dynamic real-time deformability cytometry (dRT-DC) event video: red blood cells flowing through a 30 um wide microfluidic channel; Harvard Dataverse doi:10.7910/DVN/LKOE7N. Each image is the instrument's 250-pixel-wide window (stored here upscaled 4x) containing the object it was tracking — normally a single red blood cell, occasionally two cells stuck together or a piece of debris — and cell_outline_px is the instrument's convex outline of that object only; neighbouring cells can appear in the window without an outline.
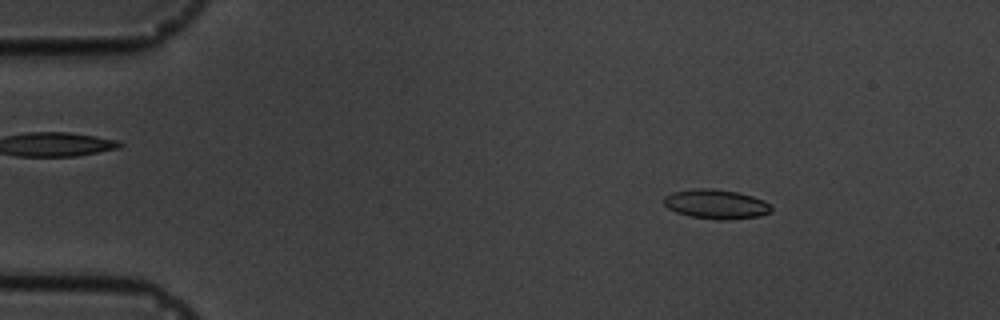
{"species": "common noctule bat (a hibernating species)", "species_latin": "Nyctalus noctula", "temperature_condition": "cold", "stored_images_in_passage": 4, "camera_frame_rate_fps": 3000, "um_per_image_px": 0.085, "animal": {"sex": "male", "body_mass_g": 19.5, "forearm_length_mm": 54.6}, "frame": {"image": 1, "passage_image": 1, "time_ms": 0.0, "image_size_px": [1000, 320], "cell_outline_px": [[772, 212], [760, 216], [728, 220], [720, 220], [692, 216], [676, 212], [668, 208], [664, 204], [664, 196], [672, 192], [696, 188], [712, 188], [736, 192], [752, 196], [764, 200], [772, 204]], "centroid_in_image_um": [60.9, 17.35], "position_along_channel_um": 24.1, "area_um2": 18.5}}
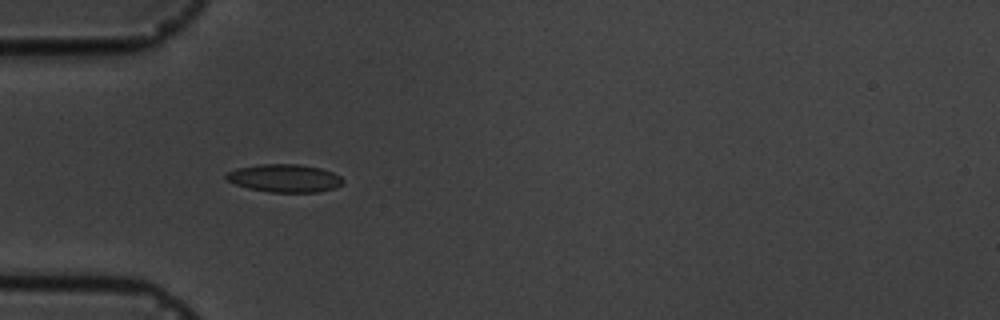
{"frame": {"image": 2, "passage_image": 3, "time_ms": 3.0, "image_size_px": [1000, 320], "cell_outline_px": [[344, 184], [320, 192], [268, 192], [248, 188], [236, 184], [228, 180], [224, 176], [228, 172], [236, 168], [260, 164], [300, 164], [320, 168], [332, 172], [340, 176], [344, 180]], "centroid_in_image_um": [24.2, 15.14], "position_along_channel_um": 60.8, "area_um2": 19.02}}
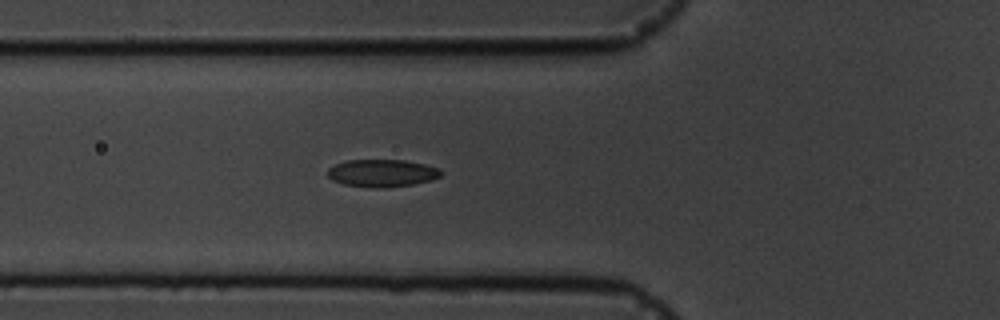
{"frame": {"image": 3, "passage_image": 4, "time_ms": 4.0, "image_size_px": [1000, 320], "cell_outline_px": [[444, 172], [440, 176], [428, 180], [412, 184], [384, 188], [380, 188], [344, 184], [332, 180], [328, 176], [328, 168], [336, 164], [348, 160], [404, 160], [424, 164], [440, 168]], "centroid_in_image_um": [32.48, 14.7], "position_along_channel_um": 93.3, "area_um2": 17.98}}